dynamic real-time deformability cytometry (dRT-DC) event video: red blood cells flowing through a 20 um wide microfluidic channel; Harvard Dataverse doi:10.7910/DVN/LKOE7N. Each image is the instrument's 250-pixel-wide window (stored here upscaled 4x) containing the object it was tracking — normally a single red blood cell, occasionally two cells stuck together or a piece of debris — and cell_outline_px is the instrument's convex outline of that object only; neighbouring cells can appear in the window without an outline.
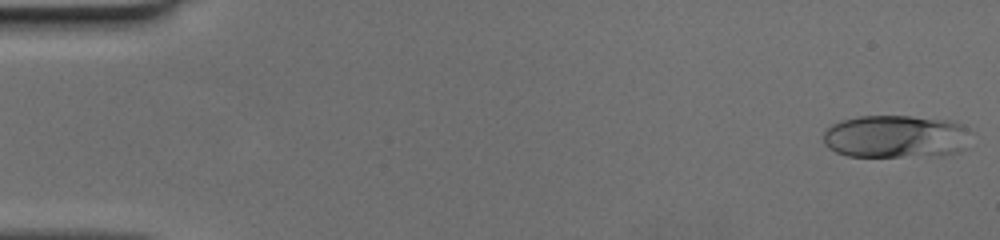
{"species": "human", "species_latin": "Homo sapiens", "temperature_condition": "cold", "stored_images_in_passage": 50, "camera_frame_rate_fps": 3000, "um_per_image_px": 0.085, "donor": {"sex": "female"}, "frame": {"image": 1, "passage_image": 1, "time_ms": 0.0, "image_size_px": [1000, 240], "cell_outline_px": [[964, 148], [960, 152], [944, 156], [848, 156], [836, 152], [828, 148], [824, 144], [824, 132], [832, 124], [844, 120], [860, 116], [912, 116], [956, 120], [964, 128]], "centroid_in_image_um": [76.11, 11.61], "position_along_channel_um": 8.9, "area_um2": 36.7}}
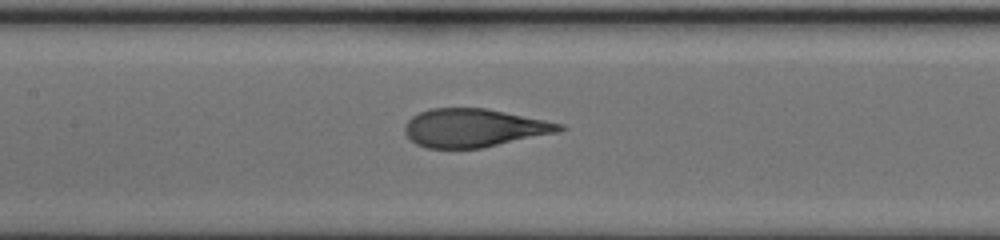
{"frame": {"image": 2, "passage_image": 24, "time_ms": 7.667, "image_size_px": [1000, 240], "cell_outline_px": [[568, 128], [556, 132], [480, 148], [428, 148], [416, 144], [404, 132], [404, 124], [412, 116], [420, 112], [432, 108], [484, 108], [564, 124]], "centroid_in_image_um": [40.25, 10.87], "position_along_channel_um": 167.2, "area_um2": 34.04}}
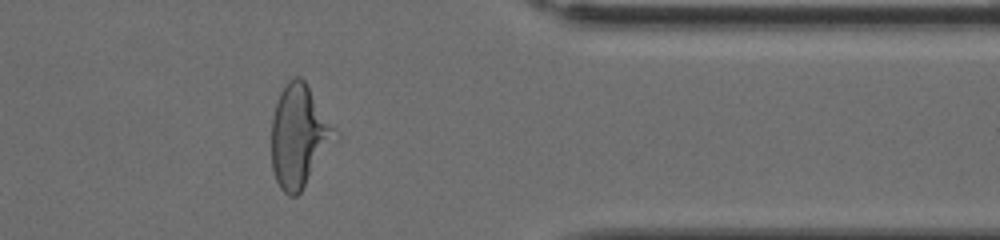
{"frame": {"image": 3, "passage_image": 41, "time_ms": 13.333, "image_size_px": [1000, 240], "cell_outline_px": [[340, 136], [300, 192], [296, 196], [288, 196], [280, 188], [276, 180], [272, 168], [272, 116], [280, 92], [284, 84], [288, 80], [296, 76], [300, 76], [304, 80]], "centroid_in_image_um": [25.42, 11.58], "position_along_channel_um": 386.0, "area_um2": 37.8}}